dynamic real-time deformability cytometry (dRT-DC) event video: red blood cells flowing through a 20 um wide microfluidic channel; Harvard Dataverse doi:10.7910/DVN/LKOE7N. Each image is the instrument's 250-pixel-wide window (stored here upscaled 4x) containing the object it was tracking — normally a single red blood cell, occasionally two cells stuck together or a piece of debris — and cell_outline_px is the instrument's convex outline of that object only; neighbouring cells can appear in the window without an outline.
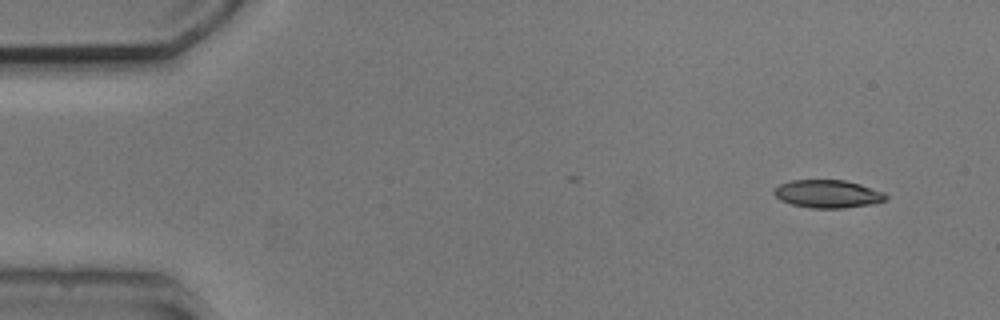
{"species": "common noctule bat (a hibernating species)", "species_latin": "Nyctalus noctula", "temperature_condition": "cold", "stored_images_in_passage": 4, "camera_frame_rate_fps": 3000, "um_per_image_px": 0.085, "animal": {"sex": "male", "body_mass_g": 20.5, "forearm_length_mm": 52.5}, "frame": {"image": 1, "passage_image": 1, "time_ms": 0.0, "image_size_px": [1000, 320], "cell_outline_px": [[888, 200], [876, 204], [844, 208], [812, 208], [792, 204], [780, 200], [772, 192], [780, 184], [792, 180], [844, 180], [860, 184], [884, 192], [888, 196]], "centroid_in_image_um": [70.41, 16.49], "position_along_channel_um": 14.6, "area_um2": 18.32}}
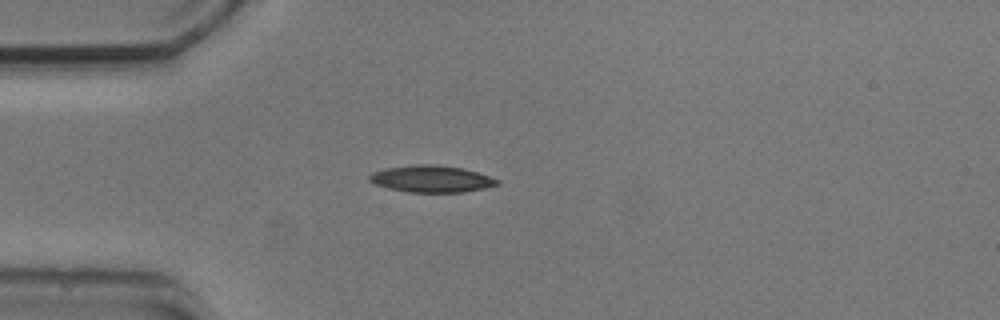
{"frame": {"image": 2, "passage_image": 4, "time_ms": 3.333, "image_size_px": [1000, 320], "cell_outline_px": [[500, 184], [484, 188], [464, 192], [408, 192], [388, 188], [376, 184], [368, 180], [368, 176], [372, 172], [384, 168], [416, 164], [436, 164], [464, 168], [500, 180]], "centroid_in_image_um": [36.66, 15.2], "position_along_channel_um": 48.3, "area_um2": 20.06}}